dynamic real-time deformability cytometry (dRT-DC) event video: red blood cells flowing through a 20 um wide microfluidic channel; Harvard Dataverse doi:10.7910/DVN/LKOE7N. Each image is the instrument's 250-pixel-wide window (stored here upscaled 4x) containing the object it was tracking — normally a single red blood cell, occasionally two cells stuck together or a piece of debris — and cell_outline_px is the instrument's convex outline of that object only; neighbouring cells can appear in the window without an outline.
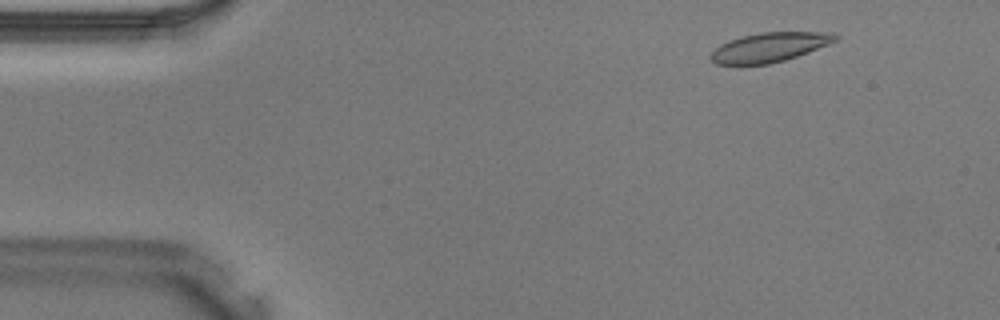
{"species": "Egyptian fruit bat (a non-hibernating species)", "species_latin": "Rousettus aegyptiacus", "temperature_condition": "warm", "stored_images_in_passage": 40, "camera_frame_rate_fps": 3000, "um_per_image_px": 0.085, "animal": {"sex": "male"}, "frame": {"image": 1, "passage_image": 4, "time_ms": 1.0, "image_size_px": [1000, 320], "cell_outline_px": [[840, 36], [836, 40], [828, 44], [808, 52], [784, 60], [768, 64], [736, 68], [716, 64], [708, 56], [720, 44], [728, 40], [740, 36], [760, 32], [836, 32]], "centroid_in_image_um": [65.32, 4.05], "position_along_channel_um": 19.7, "area_um2": 22.08}}
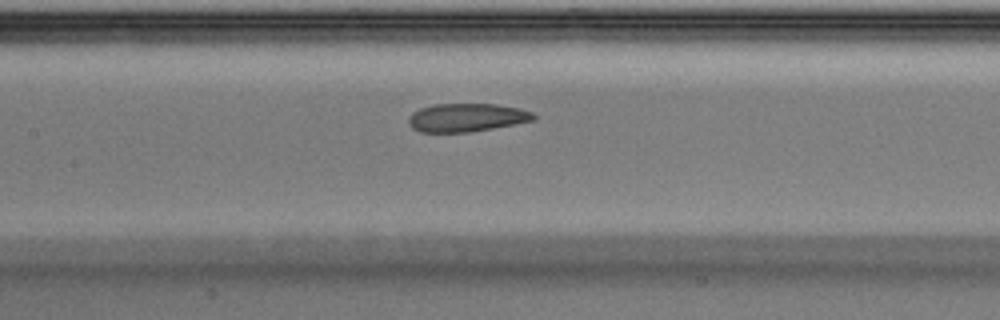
{"frame": {"image": 2, "passage_image": 18, "time_ms": 5.667, "image_size_px": [1000, 320], "cell_outline_px": [[536, 120], [492, 128], [468, 132], [420, 132], [412, 128], [408, 124], [408, 116], [412, 112], [420, 108], [436, 104], [496, 104], [520, 108], [532, 112], [536, 116]], "centroid_in_image_um": [39.65, 9.99], "position_along_channel_um": 167.8, "area_um2": 20.69}}
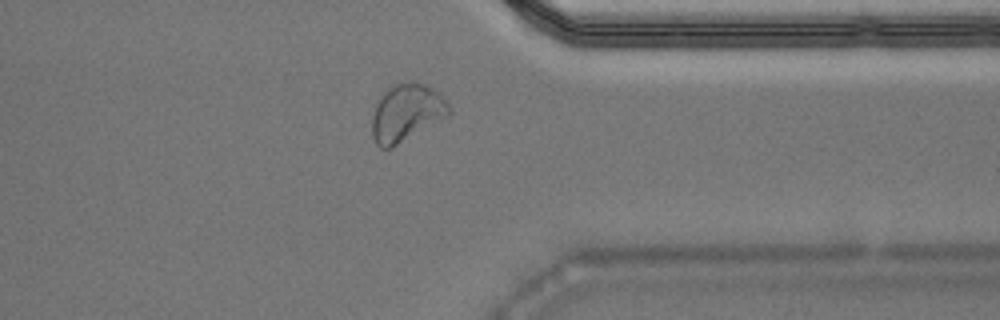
{"frame": {"image": 3, "passage_image": 31, "time_ms": 10.0, "image_size_px": [1000, 320], "cell_outline_px": [[452, 112], [448, 116], [392, 148], [380, 148], [376, 144], [372, 136], [372, 116], [376, 104], [380, 96], [388, 88], [396, 84], [412, 80], [424, 84], [432, 88], [444, 96], [452, 108]], "centroid_in_image_um": [34.57, 9.58], "position_along_channel_um": 376.8, "area_um2": 26.01}}